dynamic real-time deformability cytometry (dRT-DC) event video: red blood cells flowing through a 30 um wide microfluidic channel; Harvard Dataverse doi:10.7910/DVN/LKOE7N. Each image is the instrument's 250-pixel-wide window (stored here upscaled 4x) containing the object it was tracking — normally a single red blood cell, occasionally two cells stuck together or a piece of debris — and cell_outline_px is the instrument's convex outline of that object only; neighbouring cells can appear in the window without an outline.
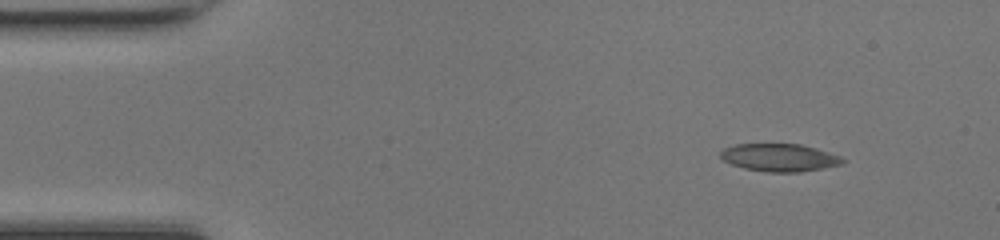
{"species": "common noctule bat (a hibernating species)", "species_latin": "Nyctalus noctula", "temperature_condition": "room temperature", "stored_images_in_passage": 45, "camera_frame_rate_fps": 3000, "um_per_image_px": 0.085, "animal": {"sex": "female", "body_mass_g": 17.0, "forearm_length_mm": 48.0}, "frame": {"image": 1, "passage_image": 1, "time_ms": 0.0, "image_size_px": [1000, 240], "cell_outline_px": [[848, 160], [844, 164], [824, 168], [800, 172], [768, 172], [744, 168], [720, 160], [720, 152], [724, 148], [736, 144], [800, 144], [816, 148], [840, 156]], "centroid_in_image_um": [66.27, 13.4], "position_along_channel_um": 18.7, "area_um2": 19.88}}
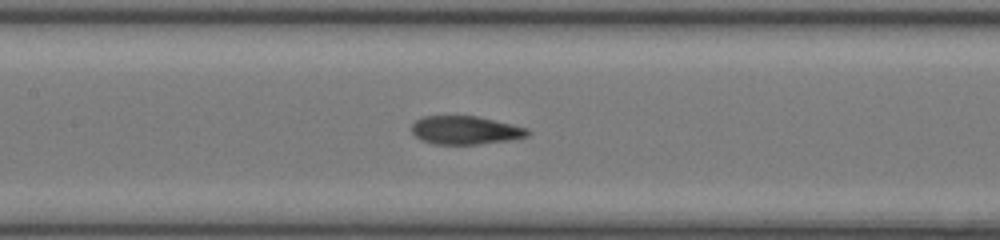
{"frame": {"image": 2, "passage_image": 18, "time_ms": 5.667, "image_size_px": [1000, 240], "cell_outline_px": [[532, 132], [528, 136], [512, 140], [480, 144], [432, 144], [420, 140], [412, 132], [412, 124], [416, 120], [424, 116], [476, 116], [512, 124], [528, 128]], "centroid_in_image_um": [39.58, 11.07], "position_along_channel_um": 167.8, "area_um2": 19.31}}
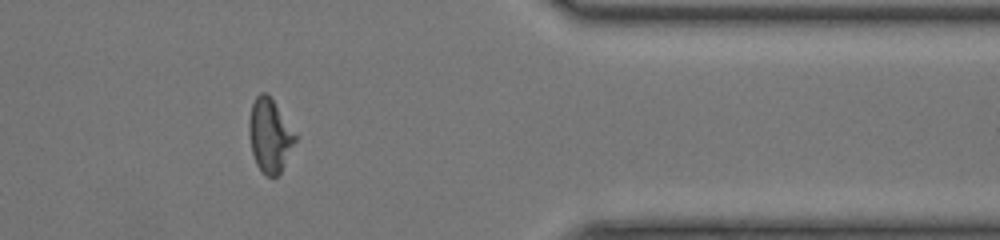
{"frame": {"image": 3, "passage_image": 35, "time_ms": 11.333, "image_size_px": [1000, 240], "cell_outline_px": [[296, 140], [280, 172], [276, 176], [268, 176], [256, 164], [252, 152], [248, 132], [248, 120], [252, 104], [256, 96], [260, 92], [264, 92], [272, 100], [296, 136]], "centroid_in_image_um": [22.89, 11.51], "position_along_channel_um": 388.5, "area_um2": 19.13}, "authors_computed_cell_mechanics": {"area_um2": 19.8832, "velocity_mm_per_s": 4.2693, "shape_relaxation_time_tau1_ms": null, "shape_relaxation_time_tau2_ms": 2.1388, "deformation_change_tau1": null, "deformation_change_tau2": 0.086}}